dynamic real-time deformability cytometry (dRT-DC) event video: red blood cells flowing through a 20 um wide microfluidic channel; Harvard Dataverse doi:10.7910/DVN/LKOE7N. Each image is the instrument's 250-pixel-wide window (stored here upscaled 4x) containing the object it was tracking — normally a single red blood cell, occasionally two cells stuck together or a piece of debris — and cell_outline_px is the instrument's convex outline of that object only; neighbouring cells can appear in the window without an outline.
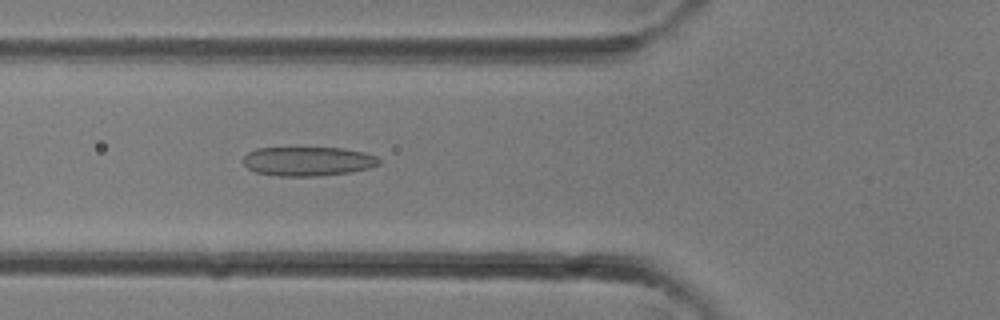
{"species": "common noctule bat (a hibernating species)", "species_latin": "Nyctalus noctula", "temperature_condition": "room temperature", "stored_images_in_passage": 12, "camera_frame_rate_fps": 3000, "um_per_image_px": 0.085, "animal": {"sex": "female"}, "frame": {"image": 1, "passage_image": 12, "time_ms": 3.667, "image_size_px": [1000, 320], "cell_outline_px": [[380, 164], [368, 168], [348, 172], [320, 176], [276, 176], [256, 172], [248, 168], [244, 164], [244, 156], [248, 152], [256, 148], [344, 148], [364, 152], [376, 156], [380, 160]], "centroid_in_image_um": [26.17, 13.71], "position_along_channel_um": 99.6, "area_um2": 23.06}}